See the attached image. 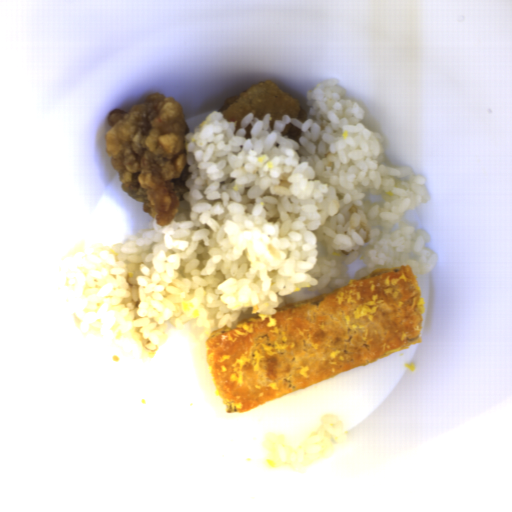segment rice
<instances>
[{
  "label": "rice",
  "instance_id": "1",
  "mask_svg": "<svg viewBox=\"0 0 512 512\" xmlns=\"http://www.w3.org/2000/svg\"><path fill=\"white\" fill-rule=\"evenodd\" d=\"M338 80L306 94L307 118L236 128L210 112L183 142L191 175L175 216L78 258L66 297L76 329L158 355L172 327L208 336L332 292L376 269L438 261L426 230L402 226L429 198L424 177L384 158L382 137Z\"/></svg>",
  "mask_w": 512,
  "mask_h": 512
}]
</instances>
